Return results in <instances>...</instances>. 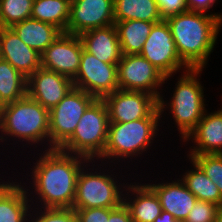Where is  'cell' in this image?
<instances>
[{
	"instance_id": "cell-5",
	"label": "cell",
	"mask_w": 222,
	"mask_h": 222,
	"mask_svg": "<svg viewBox=\"0 0 222 222\" xmlns=\"http://www.w3.org/2000/svg\"><path fill=\"white\" fill-rule=\"evenodd\" d=\"M204 69H189L181 73L174 83L172 93L168 98L162 94L158 101L161 120H166V115L171 114L177 131L182 142L196 128L198 122L202 119L208 105L205 97V87L200 79ZM202 72V73H201ZM201 81V82H200ZM166 99H169L166 100ZM169 114H166L167 112ZM166 114V115H164ZM165 116V117H164Z\"/></svg>"
},
{
	"instance_id": "cell-8",
	"label": "cell",
	"mask_w": 222,
	"mask_h": 222,
	"mask_svg": "<svg viewBox=\"0 0 222 222\" xmlns=\"http://www.w3.org/2000/svg\"><path fill=\"white\" fill-rule=\"evenodd\" d=\"M97 98L73 87L49 111V149L60 148L74 133L81 117Z\"/></svg>"
},
{
	"instance_id": "cell-22",
	"label": "cell",
	"mask_w": 222,
	"mask_h": 222,
	"mask_svg": "<svg viewBox=\"0 0 222 222\" xmlns=\"http://www.w3.org/2000/svg\"><path fill=\"white\" fill-rule=\"evenodd\" d=\"M11 28L27 46L40 54L62 33L54 25L33 18L16 23Z\"/></svg>"
},
{
	"instance_id": "cell-36",
	"label": "cell",
	"mask_w": 222,
	"mask_h": 222,
	"mask_svg": "<svg viewBox=\"0 0 222 222\" xmlns=\"http://www.w3.org/2000/svg\"><path fill=\"white\" fill-rule=\"evenodd\" d=\"M154 222H179L169 212L162 210L161 215L158 216Z\"/></svg>"
},
{
	"instance_id": "cell-29",
	"label": "cell",
	"mask_w": 222,
	"mask_h": 222,
	"mask_svg": "<svg viewBox=\"0 0 222 222\" xmlns=\"http://www.w3.org/2000/svg\"><path fill=\"white\" fill-rule=\"evenodd\" d=\"M191 158L218 187L222 195V154L186 155Z\"/></svg>"
},
{
	"instance_id": "cell-9",
	"label": "cell",
	"mask_w": 222,
	"mask_h": 222,
	"mask_svg": "<svg viewBox=\"0 0 222 222\" xmlns=\"http://www.w3.org/2000/svg\"><path fill=\"white\" fill-rule=\"evenodd\" d=\"M117 72L119 89L144 91L154 95L158 100L164 93V84L169 85L167 81L174 77L165 76L140 54L122 55L117 64Z\"/></svg>"
},
{
	"instance_id": "cell-18",
	"label": "cell",
	"mask_w": 222,
	"mask_h": 222,
	"mask_svg": "<svg viewBox=\"0 0 222 222\" xmlns=\"http://www.w3.org/2000/svg\"><path fill=\"white\" fill-rule=\"evenodd\" d=\"M170 179L169 182L161 179L160 183H156L155 180V184L150 180L146 184L158 196L162 210L169 212L179 222H184L197 198L187 189L180 177L175 180H172V177Z\"/></svg>"
},
{
	"instance_id": "cell-4",
	"label": "cell",
	"mask_w": 222,
	"mask_h": 222,
	"mask_svg": "<svg viewBox=\"0 0 222 222\" xmlns=\"http://www.w3.org/2000/svg\"><path fill=\"white\" fill-rule=\"evenodd\" d=\"M161 117L158 106L147 118L128 123H109L104 152L97 160L122 167V161L129 160L125 165L132 161L133 165V158L139 159L144 153H151L148 150H152L150 148L159 135V128L165 123Z\"/></svg>"
},
{
	"instance_id": "cell-20",
	"label": "cell",
	"mask_w": 222,
	"mask_h": 222,
	"mask_svg": "<svg viewBox=\"0 0 222 222\" xmlns=\"http://www.w3.org/2000/svg\"><path fill=\"white\" fill-rule=\"evenodd\" d=\"M124 204L129 208L133 222H154L162 212L156 193L141 181L127 182Z\"/></svg>"
},
{
	"instance_id": "cell-26",
	"label": "cell",
	"mask_w": 222,
	"mask_h": 222,
	"mask_svg": "<svg viewBox=\"0 0 222 222\" xmlns=\"http://www.w3.org/2000/svg\"><path fill=\"white\" fill-rule=\"evenodd\" d=\"M27 95V78L0 58V107Z\"/></svg>"
},
{
	"instance_id": "cell-34",
	"label": "cell",
	"mask_w": 222,
	"mask_h": 222,
	"mask_svg": "<svg viewBox=\"0 0 222 222\" xmlns=\"http://www.w3.org/2000/svg\"><path fill=\"white\" fill-rule=\"evenodd\" d=\"M220 2L219 0H186V4L189 10L197 12H205L219 17L222 20V13H213L210 10L214 7L213 5Z\"/></svg>"
},
{
	"instance_id": "cell-2",
	"label": "cell",
	"mask_w": 222,
	"mask_h": 222,
	"mask_svg": "<svg viewBox=\"0 0 222 222\" xmlns=\"http://www.w3.org/2000/svg\"><path fill=\"white\" fill-rule=\"evenodd\" d=\"M165 20L170 27L180 59L190 69H205L216 48L222 20L212 14L192 10Z\"/></svg>"
},
{
	"instance_id": "cell-23",
	"label": "cell",
	"mask_w": 222,
	"mask_h": 222,
	"mask_svg": "<svg viewBox=\"0 0 222 222\" xmlns=\"http://www.w3.org/2000/svg\"><path fill=\"white\" fill-rule=\"evenodd\" d=\"M154 24L142 20L115 22L122 55L140 54Z\"/></svg>"
},
{
	"instance_id": "cell-14",
	"label": "cell",
	"mask_w": 222,
	"mask_h": 222,
	"mask_svg": "<svg viewBox=\"0 0 222 222\" xmlns=\"http://www.w3.org/2000/svg\"><path fill=\"white\" fill-rule=\"evenodd\" d=\"M114 23V0H71L66 33L80 35Z\"/></svg>"
},
{
	"instance_id": "cell-25",
	"label": "cell",
	"mask_w": 222,
	"mask_h": 222,
	"mask_svg": "<svg viewBox=\"0 0 222 222\" xmlns=\"http://www.w3.org/2000/svg\"><path fill=\"white\" fill-rule=\"evenodd\" d=\"M115 22L142 20L158 23L163 20L156 0H114Z\"/></svg>"
},
{
	"instance_id": "cell-33",
	"label": "cell",
	"mask_w": 222,
	"mask_h": 222,
	"mask_svg": "<svg viewBox=\"0 0 222 222\" xmlns=\"http://www.w3.org/2000/svg\"><path fill=\"white\" fill-rule=\"evenodd\" d=\"M163 20L188 11L186 0H156Z\"/></svg>"
},
{
	"instance_id": "cell-32",
	"label": "cell",
	"mask_w": 222,
	"mask_h": 222,
	"mask_svg": "<svg viewBox=\"0 0 222 222\" xmlns=\"http://www.w3.org/2000/svg\"><path fill=\"white\" fill-rule=\"evenodd\" d=\"M114 208H86L76 209L78 222H107L109 214Z\"/></svg>"
},
{
	"instance_id": "cell-12",
	"label": "cell",
	"mask_w": 222,
	"mask_h": 222,
	"mask_svg": "<svg viewBox=\"0 0 222 222\" xmlns=\"http://www.w3.org/2000/svg\"><path fill=\"white\" fill-rule=\"evenodd\" d=\"M109 123H128L147 118L157 107L158 99L144 91L118 89L102 98Z\"/></svg>"
},
{
	"instance_id": "cell-7",
	"label": "cell",
	"mask_w": 222,
	"mask_h": 222,
	"mask_svg": "<svg viewBox=\"0 0 222 222\" xmlns=\"http://www.w3.org/2000/svg\"><path fill=\"white\" fill-rule=\"evenodd\" d=\"M108 126L105 102L96 99L81 117L73 135L59 149L88 160H97L104 152Z\"/></svg>"
},
{
	"instance_id": "cell-30",
	"label": "cell",
	"mask_w": 222,
	"mask_h": 222,
	"mask_svg": "<svg viewBox=\"0 0 222 222\" xmlns=\"http://www.w3.org/2000/svg\"><path fill=\"white\" fill-rule=\"evenodd\" d=\"M29 222H78V217L73 208L32 207Z\"/></svg>"
},
{
	"instance_id": "cell-24",
	"label": "cell",
	"mask_w": 222,
	"mask_h": 222,
	"mask_svg": "<svg viewBox=\"0 0 222 222\" xmlns=\"http://www.w3.org/2000/svg\"><path fill=\"white\" fill-rule=\"evenodd\" d=\"M191 164L190 169H186L179 177L186 185L187 189L199 200L222 205V195L218 187L205 175L203 170L191 159L187 157Z\"/></svg>"
},
{
	"instance_id": "cell-11",
	"label": "cell",
	"mask_w": 222,
	"mask_h": 222,
	"mask_svg": "<svg viewBox=\"0 0 222 222\" xmlns=\"http://www.w3.org/2000/svg\"><path fill=\"white\" fill-rule=\"evenodd\" d=\"M75 88L102 99L119 89L117 64L105 63L83 49L76 77Z\"/></svg>"
},
{
	"instance_id": "cell-16",
	"label": "cell",
	"mask_w": 222,
	"mask_h": 222,
	"mask_svg": "<svg viewBox=\"0 0 222 222\" xmlns=\"http://www.w3.org/2000/svg\"><path fill=\"white\" fill-rule=\"evenodd\" d=\"M0 58L26 78L41 67L40 53L27 46L11 27H0Z\"/></svg>"
},
{
	"instance_id": "cell-3",
	"label": "cell",
	"mask_w": 222,
	"mask_h": 222,
	"mask_svg": "<svg viewBox=\"0 0 222 222\" xmlns=\"http://www.w3.org/2000/svg\"><path fill=\"white\" fill-rule=\"evenodd\" d=\"M49 122V110L28 95L6 104L0 107V142H5L0 145H2L1 147L4 145L13 146L21 142L20 144L23 146L20 145V147L23 149L28 147L30 151L35 149V152L38 146V152L41 147L42 150H48ZM7 141H13L15 144L11 142L8 144Z\"/></svg>"
},
{
	"instance_id": "cell-17",
	"label": "cell",
	"mask_w": 222,
	"mask_h": 222,
	"mask_svg": "<svg viewBox=\"0 0 222 222\" xmlns=\"http://www.w3.org/2000/svg\"><path fill=\"white\" fill-rule=\"evenodd\" d=\"M194 144L187 151V155L222 154V112L221 110L203 114L196 128L182 142ZM186 142V143H185Z\"/></svg>"
},
{
	"instance_id": "cell-37",
	"label": "cell",
	"mask_w": 222,
	"mask_h": 222,
	"mask_svg": "<svg viewBox=\"0 0 222 222\" xmlns=\"http://www.w3.org/2000/svg\"><path fill=\"white\" fill-rule=\"evenodd\" d=\"M215 222H222V205L218 209L217 217Z\"/></svg>"
},
{
	"instance_id": "cell-19",
	"label": "cell",
	"mask_w": 222,
	"mask_h": 222,
	"mask_svg": "<svg viewBox=\"0 0 222 222\" xmlns=\"http://www.w3.org/2000/svg\"><path fill=\"white\" fill-rule=\"evenodd\" d=\"M4 176L0 175V222H29L32 204L24 185L19 177L9 175L5 181Z\"/></svg>"
},
{
	"instance_id": "cell-15",
	"label": "cell",
	"mask_w": 222,
	"mask_h": 222,
	"mask_svg": "<svg viewBox=\"0 0 222 222\" xmlns=\"http://www.w3.org/2000/svg\"><path fill=\"white\" fill-rule=\"evenodd\" d=\"M74 87L73 80L42 67L27 78V95L47 110L55 107Z\"/></svg>"
},
{
	"instance_id": "cell-35",
	"label": "cell",
	"mask_w": 222,
	"mask_h": 222,
	"mask_svg": "<svg viewBox=\"0 0 222 222\" xmlns=\"http://www.w3.org/2000/svg\"><path fill=\"white\" fill-rule=\"evenodd\" d=\"M107 222H133L129 208L124 202L110 212Z\"/></svg>"
},
{
	"instance_id": "cell-13",
	"label": "cell",
	"mask_w": 222,
	"mask_h": 222,
	"mask_svg": "<svg viewBox=\"0 0 222 222\" xmlns=\"http://www.w3.org/2000/svg\"><path fill=\"white\" fill-rule=\"evenodd\" d=\"M83 44L79 35L62 32L40 54L41 67L74 79L79 69Z\"/></svg>"
},
{
	"instance_id": "cell-31",
	"label": "cell",
	"mask_w": 222,
	"mask_h": 222,
	"mask_svg": "<svg viewBox=\"0 0 222 222\" xmlns=\"http://www.w3.org/2000/svg\"><path fill=\"white\" fill-rule=\"evenodd\" d=\"M220 206L197 199L184 222H215Z\"/></svg>"
},
{
	"instance_id": "cell-6",
	"label": "cell",
	"mask_w": 222,
	"mask_h": 222,
	"mask_svg": "<svg viewBox=\"0 0 222 222\" xmlns=\"http://www.w3.org/2000/svg\"><path fill=\"white\" fill-rule=\"evenodd\" d=\"M98 163V160H89L82 167L77 178L75 198L72 207L74 210L97 207L116 208L124 202V192L127 186L123 178L125 176L121 173L118 175L119 173H117V171L113 172L117 165L103 162H101V164ZM113 166H115L114 169ZM111 168L113 169L112 171ZM117 178L120 179V181ZM121 179L124 181L123 183H121Z\"/></svg>"
},
{
	"instance_id": "cell-28",
	"label": "cell",
	"mask_w": 222,
	"mask_h": 222,
	"mask_svg": "<svg viewBox=\"0 0 222 222\" xmlns=\"http://www.w3.org/2000/svg\"><path fill=\"white\" fill-rule=\"evenodd\" d=\"M34 0H0V27H12L14 24L31 18Z\"/></svg>"
},
{
	"instance_id": "cell-1",
	"label": "cell",
	"mask_w": 222,
	"mask_h": 222,
	"mask_svg": "<svg viewBox=\"0 0 222 222\" xmlns=\"http://www.w3.org/2000/svg\"><path fill=\"white\" fill-rule=\"evenodd\" d=\"M39 151V156L34 158L35 161H32L33 165L27 172L30 174L23 173L27 177L21 179L23 181L27 178L26 183L23 181L22 184L32 207L72 208L78 175L89 160L59 148Z\"/></svg>"
},
{
	"instance_id": "cell-27",
	"label": "cell",
	"mask_w": 222,
	"mask_h": 222,
	"mask_svg": "<svg viewBox=\"0 0 222 222\" xmlns=\"http://www.w3.org/2000/svg\"><path fill=\"white\" fill-rule=\"evenodd\" d=\"M71 0H34L31 18L49 23L66 32Z\"/></svg>"
},
{
	"instance_id": "cell-21",
	"label": "cell",
	"mask_w": 222,
	"mask_h": 222,
	"mask_svg": "<svg viewBox=\"0 0 222 222\" xmlns=\"http://www.w3.org/2000/svg\"><path fill=\"white\" fill-rule=\"evenodd\" d=\"M83 48L98 60L118 64L122 57L121 47L115 25L91 29L79 35Z\"/></svg>"
},
{
	"instance_id": "cell-10",
	"label": "cell",
	"mask_w": 222,
	"mask_h": 222,
	"mask_svg": "<svg viewBox=\"0 0 222 222\" xmlns=\"http://www.w3.org/2000/svg\"><path fill=\"white\" fill-rule=\"evenodd\" d=\"M140 55L165 76L175 75L179 72L183 73L190 69L178 55L176 44L166 20L153 25Z\"/></svg>"
}]
</instances>
